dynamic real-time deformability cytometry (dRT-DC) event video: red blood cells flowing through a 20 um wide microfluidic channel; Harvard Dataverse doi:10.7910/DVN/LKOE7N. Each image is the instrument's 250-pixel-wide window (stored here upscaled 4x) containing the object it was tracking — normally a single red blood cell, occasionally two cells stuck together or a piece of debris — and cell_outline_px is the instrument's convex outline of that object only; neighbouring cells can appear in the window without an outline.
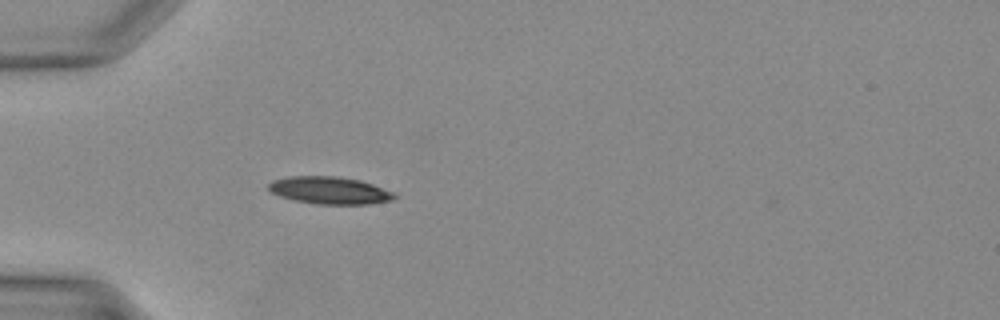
{"species": "Egyptian fruit bat (a non-hibernating species)", "species_latin": "Rousettus aegyptiacus", "temperature_condition": "warm", "stored_images_in_passage": 27, "camera_frame_rate_fps": 3000, "um_per_image_px": 0.085, "animal": {"sex": "female"}, "frame": {"image": 1, "passage_image": 1, "time_ms": 0.0, "image_size_px": [1000, 320], "cell_outline_px": [[396, 196], [392, 200], [368, 204], [316, 204], [296, 200], [280, 196], [272, 192], [268, 188], [268, 184], [272, 180], [288, 176], [336, 176], [360, 180], [372, 184], [392, 192]], "centroid_in_image_um": [27.99, 16.17], "position_along_channel_um": 57.0, "area_um2": 19.88}}
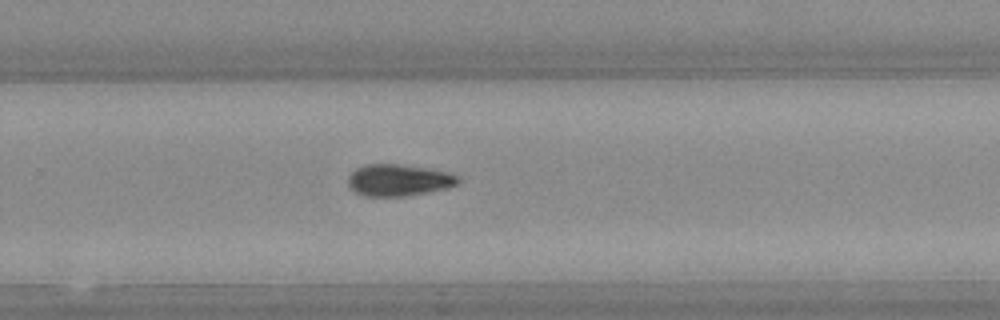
{"frame": {"image": 2, "passage_image": 15, "time_ms": 4.667, "image_size_px": [1000, 320], "cell_outline_px": [[460, 180], [456, 184], [448, 188], [404, 196], [368, 196], [356, 192], [348, 184], [348, 176], [356, 168], [364, 164], [400, 164], [428, 168], [448, 172], [460, 176]], "centroid_in_image_um": [33.9, 15.3], "position_along_channel_um": 295.9, "area_um2": 20.29}}
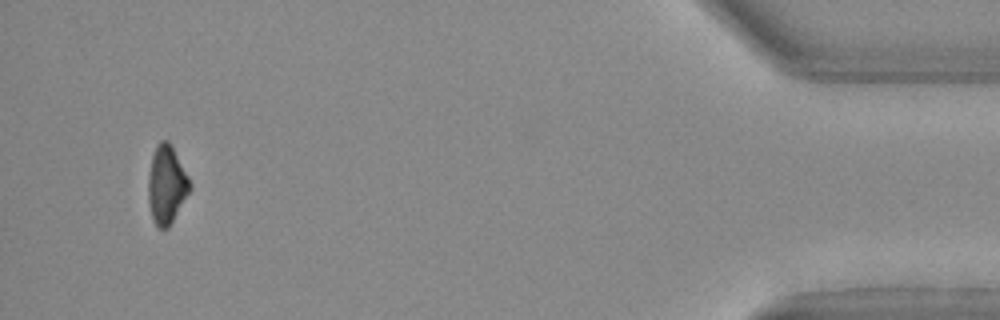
{"frame": {"image": 3, "passage_image": 26, "time_ms": 8.333, "image_size_px": [1000, 320], "cell_outline_px": [[192, 188], [168, 228], [156, 228], [152, 220], [148, 204], [148, 176], [152, 156], [156, 144], [160, 140], [168, 140], [188, 176], [192, 184]], "centroid_in_image_um": [14.14, 15.73], "position_along_channel_um": 421.1, "area_um2": 19.07}}